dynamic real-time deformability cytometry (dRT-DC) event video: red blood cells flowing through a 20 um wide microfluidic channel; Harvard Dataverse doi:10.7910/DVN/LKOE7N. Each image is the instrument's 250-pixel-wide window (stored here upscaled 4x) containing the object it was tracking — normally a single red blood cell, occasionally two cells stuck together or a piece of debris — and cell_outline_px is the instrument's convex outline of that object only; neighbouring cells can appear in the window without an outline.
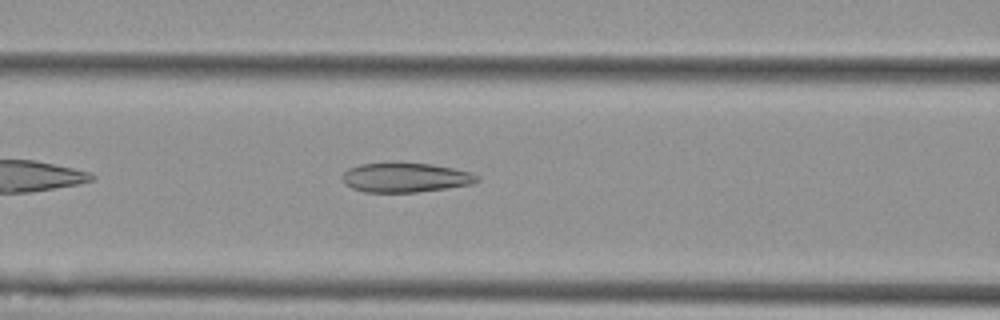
{"species": "Egyptian fruit bat (a non-hibernating species)", "species_latin": "Rousettus aegyptiacus", "temperature_condition": "cold", "stored_images_in_passage": 41, "camera_frame_rate_fps": 3000, "um_per_image_px": 0.085, "animal": {"sex": "female"}, "frame": {"image": 1, "passage_image": 8, "time_ms": 2.333, "image_size_px": [1000, 320], "cell_outline_px": [[480, 180], [472, 184], [448, 188], [416, 192], [364, 192], [352, 188], [344, 184], [340, 176], [348, 168], [360, 164], [432, 164], [472, 172], [480, 176]], "centroid_in_image_um": [34.47, 15.11], "position_along_channel_um": 132.1, "area_um2": 23.0}}
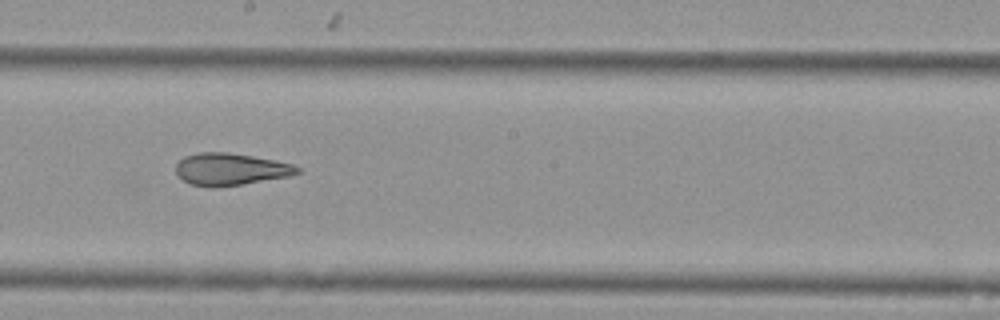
{"frame": {"image": 2, "passage_image": 16, "time_ms": 5.0, "image_size_px": [1000, 320], "cell_outline_px": [[300, 172], [288, 176], [216, 188], [192, 184], [184, 180], [176, 172], [176, 164], [184, 156], [200, 152], [228, 152], [276, 160], [292, 164], [300, 168]], "centroid_in_image_um": [19.58, 14.37], "position_along_channel_um": 228.6, "area_um2": 22.48}}
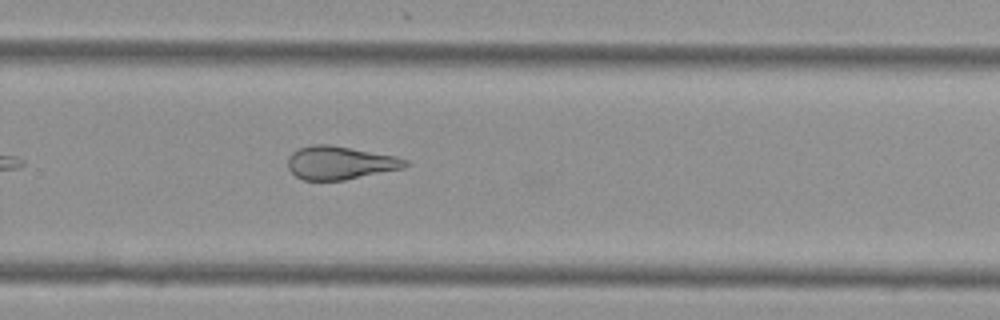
{"frame": {"image": 3, "passage_image": 22, "time_ms": 7.0, "image_size_px": [1000, 320], "cell_outline_px": [[408, 164], [404, 168], [344, 180], [304, 180], [296, 176], [288, 168], [288, 156], [292, 152], [300, 148], [312, 144], [328, 144], [396, 156], [408, 160]], "centroid_in_image_um": [28.89, 13.83], "position_along_channel_um": 300.9, "area_um2": 22.66}, "authors_computed_cell_mechanics": {"area_um2": 24.7384, "velocity_mm_per_s": 3.624, "shape_relaxation_time_tau1_ms": null, "shape_relaxation_time_tau2_ms": 2.6402, "deformation_change_tau1": null, "deformation_change_tau2": 0.1143}}